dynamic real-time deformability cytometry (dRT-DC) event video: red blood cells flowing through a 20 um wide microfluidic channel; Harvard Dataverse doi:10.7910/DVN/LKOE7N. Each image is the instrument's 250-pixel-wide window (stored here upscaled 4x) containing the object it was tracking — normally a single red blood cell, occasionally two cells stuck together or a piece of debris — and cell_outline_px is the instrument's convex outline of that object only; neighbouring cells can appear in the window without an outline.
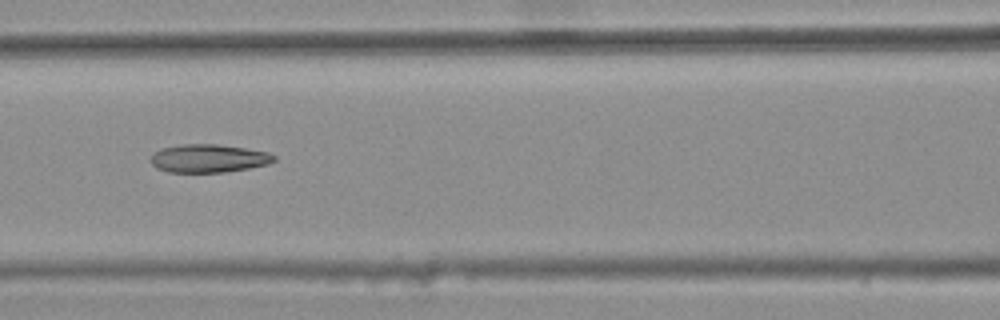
{"species": "common noctule bat (a hibernating species)", "species_latin": "Nyctalus noctula", "temperature_condition": "warm", "stored_images_in_passage": 9, "camera_frame_rate_fps": 3000, "um_per_image_px": 0.085, "animal": {"sex": "female", "body_mass_g": 25.1}, "frame": {"image": 1, "passage_image": 6, "time_ms": 1.667, "image_size_px": [1000, 320], "cell_outline_px": [[276, 160], [268, 164], [248, 168], [224, 172], [168, 172], [156, 168], [148, 160], [152, 152], [160, 148], [184, 144], [216, 144], [244, 148], [268, 152], [276, 156]], "centroid_in_image_um": [17.67, 13.46], "position_along_channel_um": 148.9, "area_um2": 20.4}}
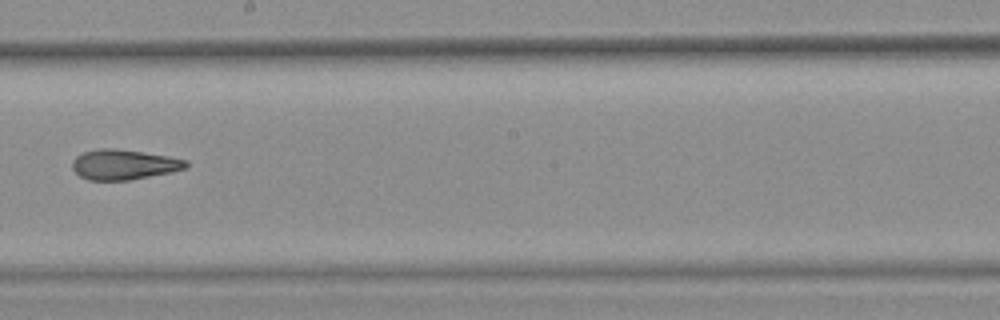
{"frame": {"image": 2, "passage_image": 8, "time_ms": 2.333, "image_size_px": [1000, 320], "cell_outline_px": [[188, 164], [184, 168], [172, 172], [128, 180], [88, 180], [80, 176], [72, 168], [72, 160], [76, 156], [84, 152], [100, 148], [112, 148], [168, 156], [188, 160]], "centroid_in_image_um": [10.5, 13.99], "position_along_channel_um": 237.7, "area_um2": 19.77}}
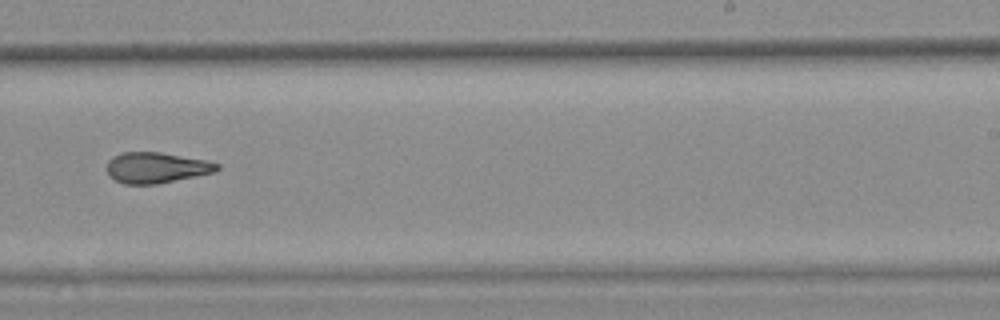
{"frame": {"image": 3, "passage_image": 9, "time_ms": 2.667, "image_size_px": [1000, 320], "cell_outline_px": [[220, 168], [216, 172], [156, 184], [124, 184], [108, 176], [108, 160], [112, 156], [120, 152], [160, 152], [208, 160], [220, 164]], "centroid_in_image_um": [13.3, 14.24], "position_along_channel_um": 275.7, "area_um2": 19.88}}